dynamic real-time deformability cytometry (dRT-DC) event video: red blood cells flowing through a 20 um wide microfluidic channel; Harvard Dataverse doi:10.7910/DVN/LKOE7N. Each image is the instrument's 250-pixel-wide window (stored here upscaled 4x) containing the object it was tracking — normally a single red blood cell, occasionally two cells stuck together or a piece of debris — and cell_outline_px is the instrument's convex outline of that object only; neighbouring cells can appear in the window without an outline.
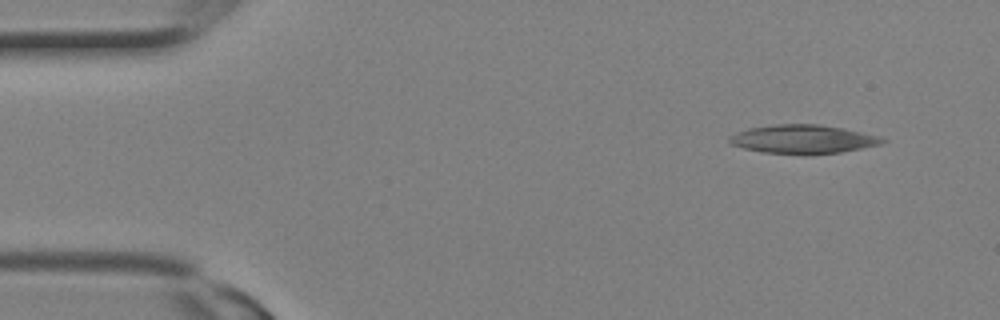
{"species": "Egyptian fruit bat (a non-hibernating species)", "species_latin": "Rousettus aegyptiacus", "temperature_condition": "room temperature", "stored_images_in_passage": 3, "camera_frame_rate_fps": 3000, "um_per_image_px": 0.085, "animal": {"sex": "female"}, "frame": {"image": 1, "passage_image": 1, "time_ms": 0.0, "image_size_px": [1000, 320], "cell_outline_px": [[888, 140], [880, 144], [840, 152], [808, 156], [804, 156], [764, 152], [744, 148], [732, 144], [728, 140], [728, 136], [736, 132], [748, 128], [776, 124], [820, 124], [880, 136]], "centroid_in_image_um": [68.22, 11.85], "position_along_channel_um": 16.8, "area_um2": 25.78}}